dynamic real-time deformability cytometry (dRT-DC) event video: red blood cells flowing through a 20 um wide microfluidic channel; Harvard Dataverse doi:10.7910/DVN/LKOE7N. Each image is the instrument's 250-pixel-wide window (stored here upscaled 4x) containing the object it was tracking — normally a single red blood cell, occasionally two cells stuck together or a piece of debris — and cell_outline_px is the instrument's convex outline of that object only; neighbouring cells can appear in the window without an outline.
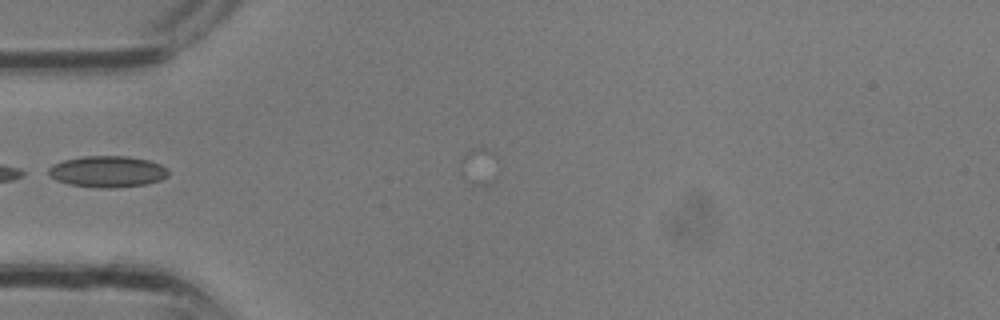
{"species": "common noctule bat (a hibernating species)", "species_latin": "Nyctalus noctula", "temperature_condition": "room temperature", "stored_images_in_passage": 3, "camera_frame_rate_fps": 3000, "um_per_image_px": 0.085, "animal": {"sex": "male", "body_mass_g": 13.3}, "frame": {"image": 1, "passage_image": 3, "time_ms": 0.667, "image_size_px": [1000, 320], "cell_outline_px": [[168, 176], [160, 180], [148, 184], [116, 188], [100, 188], [68, 184], [56, 180], [48, 172], [48, 168], [52, 164], [64, 160], [80, 156], [128, 156], [148, 160], [160, 164], [168, 168]], "centroid_in_image_um": [9.15, 14.58], "position_along_channel_um": 75.8, "area_um2": 22.08}}